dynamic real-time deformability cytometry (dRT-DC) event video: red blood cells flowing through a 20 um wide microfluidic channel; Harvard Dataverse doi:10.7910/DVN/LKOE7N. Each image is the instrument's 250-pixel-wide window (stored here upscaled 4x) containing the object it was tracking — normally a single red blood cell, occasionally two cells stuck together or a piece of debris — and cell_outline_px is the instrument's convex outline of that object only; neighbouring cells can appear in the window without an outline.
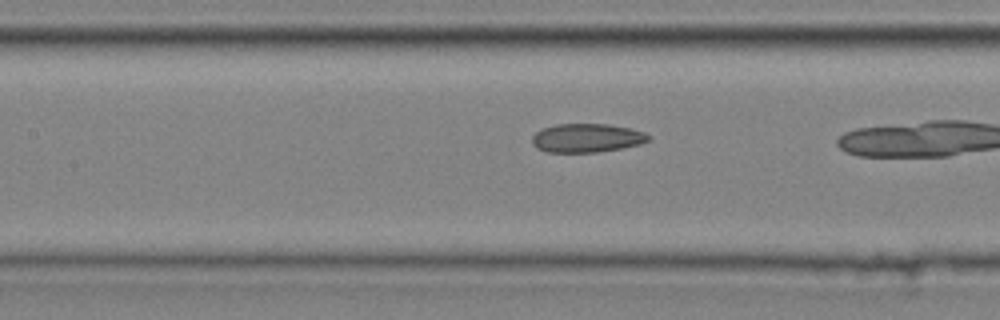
{"species": "common noctule bat (a hibernating species)", "species_latin": "Nyctalus noctula", "temperature_condition": "cold", "stored_images_in_passage": 19, "camera_frame_rate_fps": 3000, "um_per_image_px": 0.085, "animal": {"sex": "male", "body_mass_g": 20.4}, "frame": {"image": 1, "passage_image": 6, "time_ms": 1.667, "image_size_px": [1000, 320], "cell_outline_px": [[652, 140], [640, 144], [620, 148], [596, 152], [548, 152], [536, 148], [532, 144], [532, 136], [540, 128], [556, 124], [608, 124], [632, 128], [644, 132], [652, 136]], "centroid_in_image_um": [49.89, 11.72], "position_along_channel_um": 157.5, "area_um2": 19.71}}
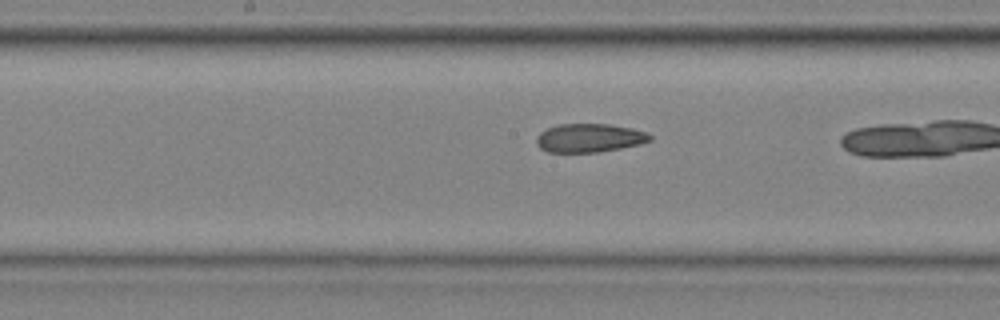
{"frame": {"image": 2, "passage_image": 9, "time_ms": 2.667, "image_size_px": [1000, 320], "cell_outline_px": [[652, 140], [640, 144], [620, 148], [596, 152], [548, 152], [540, 148], [536, 144], [536, 136], [540, 132], [548, 128], [560, 124], [608, 124], [632, 128], [644, 132], [652, 136]], "centroid_in_image_um": [50.07, 11.72], "position_along_channel_um": 198.1, "area_um2": 18.84}}